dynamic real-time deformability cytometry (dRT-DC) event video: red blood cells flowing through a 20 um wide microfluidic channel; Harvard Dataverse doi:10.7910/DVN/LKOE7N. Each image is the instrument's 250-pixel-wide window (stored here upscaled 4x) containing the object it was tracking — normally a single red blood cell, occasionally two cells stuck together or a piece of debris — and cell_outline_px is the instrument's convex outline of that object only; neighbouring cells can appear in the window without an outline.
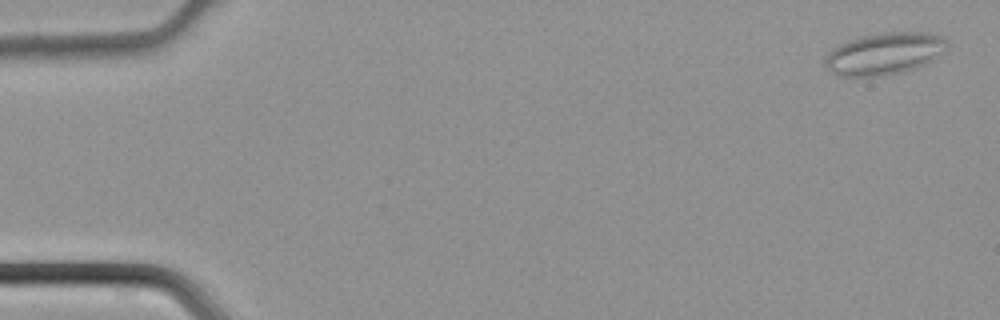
{"species": "common noctule bat (a hibernating species)", "species_latin": "Nyctalus noctula", "temperature_condition": "cold", "stored_images_in_passage": 45, "camera_frame_rate_fps": 3000, "um_per_image_px": 0.085, "animal": {"sex": "male", "body_mass_g": 21.5, "forearm_length_mm": 52.0}, "frame": {"image": 1, "passage_image": 2, "time_ms": 0.333, "image_size_px": [1000, 320], "cell_outline_px": [[948, 44], [932, 60], [916, 68], [904, 72], [884, 76], [836, 76], [824, 64], [824, 60], [832, 48], [848, 40], [860, 36], [884, 32], [928, 32], [944, 36], [948, 40]], "centroid_in_image_um": [75.16, 4.55], "position_along_channel_um": 9.8, "area_um2": 30.0}}
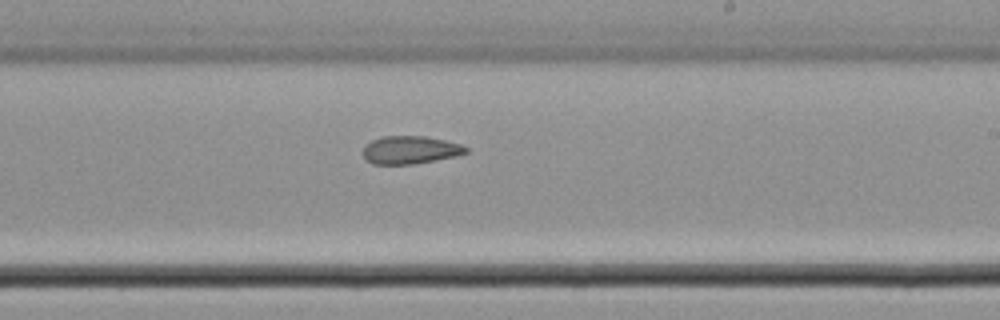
{"frame": {"image": 2, "passage_image": 27, "time_ms": 8.667, "image_size_px": [1000, 320], "cell_outline_px": [[468, 152], [456, 156], [436, 160], [412, 164], [372, 164], [364, 156], [364, 144], [372, 140], [384, 136], [428, 136], [460, 144], [468, 148]], "centroid_in_image_um": [34.88, 12.74], "position_along_channel_um": 254.1, "area_um2": 16.7}}
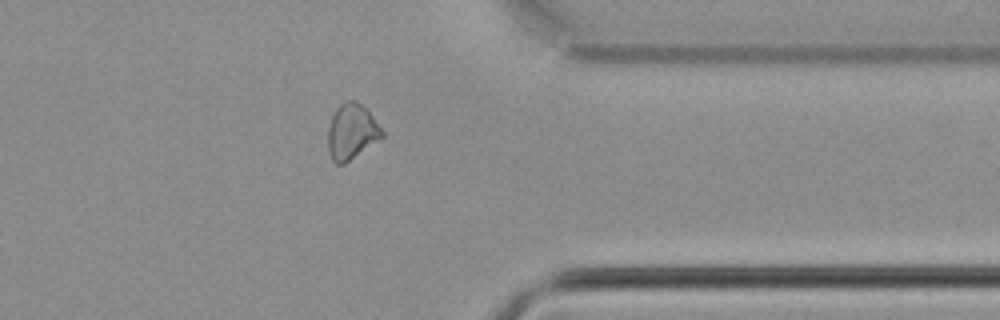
{"frame": {"image": 3, "passage_image": 36, "time_ms": 11.667, "image_size_px": [1000, 320], "cell_outline_px": [[384, 136], [344, 164], [336, 164], [332, 160], [328, 152], [328, 128], [332, 116], [336, 108], [340, 104], [348, 100], [356, 100], [372, 116], [384, 132]], "centroid_in_image_um": [29.87, 11.2], "position_along_channel_um": 381.5, "area_um2": 17.28}}